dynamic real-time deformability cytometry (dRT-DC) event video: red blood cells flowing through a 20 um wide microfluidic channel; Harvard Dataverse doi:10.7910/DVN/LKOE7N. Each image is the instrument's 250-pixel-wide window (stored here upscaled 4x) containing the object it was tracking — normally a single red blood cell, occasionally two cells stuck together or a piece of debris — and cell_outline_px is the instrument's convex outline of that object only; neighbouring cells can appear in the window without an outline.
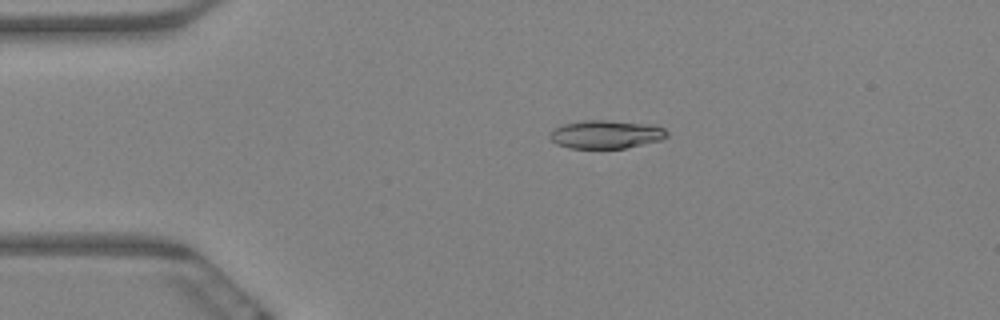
{"species": "Egyptian fruit bat (a non-hibernating species)", "species_latin": "Rousettus aegyptiacus", "temperature_condition": "warm", "stored_images_in_passage": 10, "camera_frame_rate_fps": 3000, "um_per_image_px": 0.085, "animal": {"sex": "female"}, "frame": {"image": 1, "passage_image": 4, "time_ms": 1.0, "image_size_px": [1000, 320], "cell_outline_px": [[668, 136], [660, 140], [624, 148], [568, 148], [556, 144], [548, 136], [548, 132], [564, 124], [584, 120], [608, 120], [656, 124], [664, 128], [668, 132]], "centroid_in_image_um": [51.52, 11.41], "position_along_channel_um": 33.5, "area_um2": 19.48}}
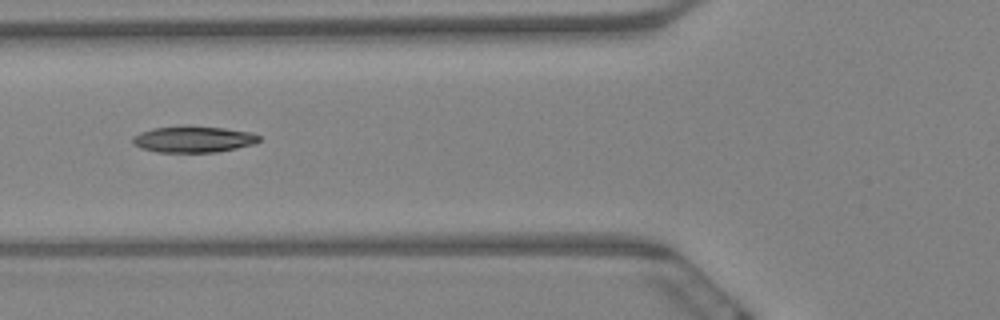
{"frame": {"image": 2, "passage_image": 7, "time_ms": 2.0, "image_size_px": [1000, 320], "cell_outline_px": [[260, 140], [256, 144], [216, 152], [156, 152], [140, 148], [132, 144], [132, 136], [140, 132], [152, 128], [180, 124], [188, 124], [224, 128], [252, 132], [260, 136]], "centroid_in_image_um": [16.41, 11.81], "position_along_channel_um": 109.4, "area_um2": 20.06}}
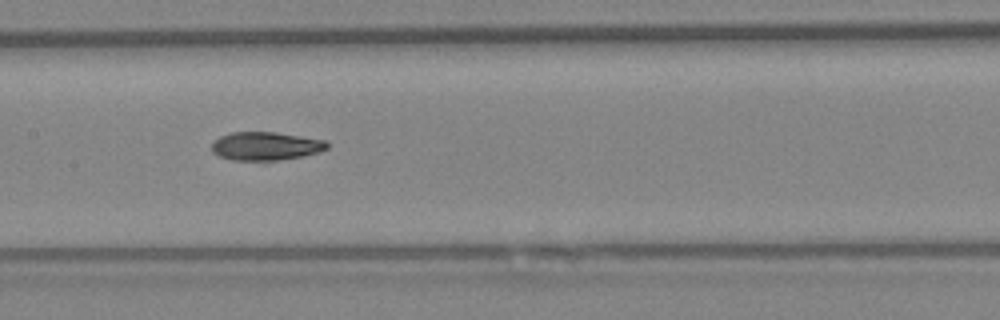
{"frame": {"image": 3, "passage_image": 9, "time_ms": 2.667, "image_size_px": [1000, 320], "cell_outline_px": [[328, 148], [320, 152], [300, 156], [276, 160], [232, 160], [220, 156], [212, 152], [212, 144], [220, 136], [232, 132], [276, 132], [324, 140], [328, 144]], "centroid_in_image_um": [22.57, 12.41], "position_along_channel_um": 184.8, "area_um2": 18.84}}